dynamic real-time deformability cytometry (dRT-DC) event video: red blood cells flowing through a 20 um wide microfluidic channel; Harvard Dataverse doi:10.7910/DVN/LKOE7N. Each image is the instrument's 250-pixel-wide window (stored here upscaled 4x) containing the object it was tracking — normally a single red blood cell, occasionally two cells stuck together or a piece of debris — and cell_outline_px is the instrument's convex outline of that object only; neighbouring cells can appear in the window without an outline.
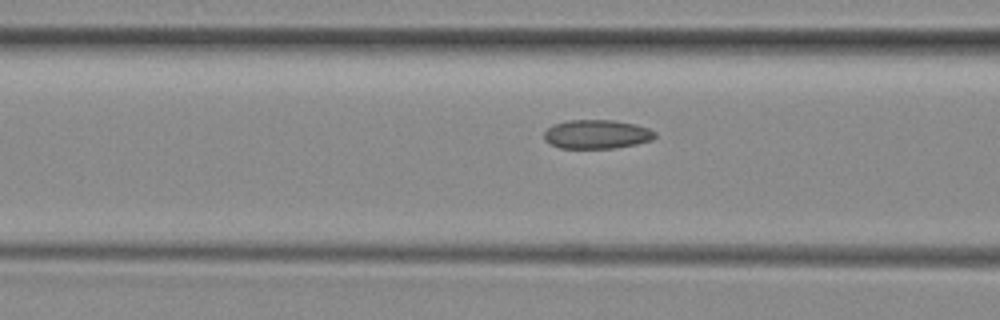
{"species": "common noctule bat (a hibernating species)", "species_latin": "Nyctalus noctula", "temperature_condition": "room temperature", "stored_images_in_passage": 18, "camera_frame_rate_fps": 3000, "um_per_image_px": 0.085, "animal": {"sex": "female", "body_mass_g": 29.2, "forearm_length_mm": 56.3}, "frame": {"image": 1, "passage_image": 16, "time_ms": 5.0, "image_size_px": [1000, 320], "cell_outline_px": [[656, 136], [652, 140], [636, 144], [616, 148], [560, 148], [544, 140], [544, 132], [552, 124], [568, 120], [616, 120], [636, 124], [648, 128], [656, 132]], "centroid_in_image_um": [50.74, 11.4], "position_along_channel_um": 115.9, "area_um2": 18.84}}